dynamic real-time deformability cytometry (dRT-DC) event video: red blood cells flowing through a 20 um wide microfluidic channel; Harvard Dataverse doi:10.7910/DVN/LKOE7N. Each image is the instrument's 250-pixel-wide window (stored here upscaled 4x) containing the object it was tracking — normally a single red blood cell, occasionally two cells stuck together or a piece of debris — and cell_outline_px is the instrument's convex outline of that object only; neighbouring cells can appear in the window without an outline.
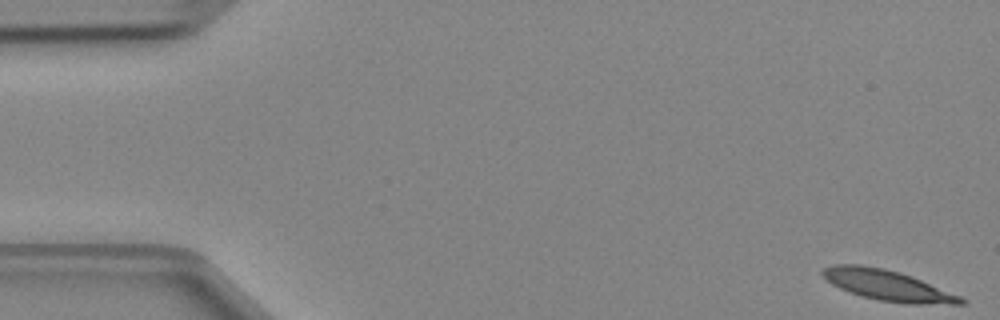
{"species": "Egyptian fruit bat (a non-hibernating species)", "species_latin": "Rousettus aegyptiacus", "temperature_condition": "cold", "stored_images_in_passage": 48, "camera_frame_rate_fps": 3000, "um_per_image_px": 0.085, "animal": {"sex": "female"}, "frame": {"image": 1, "passage_image": 1, "time_ms": 0.0, "image_size_px": [1000, 320], "cell_outline_px": [[968, 304], [904, 304], [880, 300], [864, 296], [840, 288], [832, 284], [820, 272], [824, 268], [832, 264], [860, 264], [884, 268], [900, 272], [912, 276], [960, 296], [968, 300]], "centroid_in_image_um": [75.48, 24.25], "position_along_channel_um": 9.5, "area_um2": 24.57}}
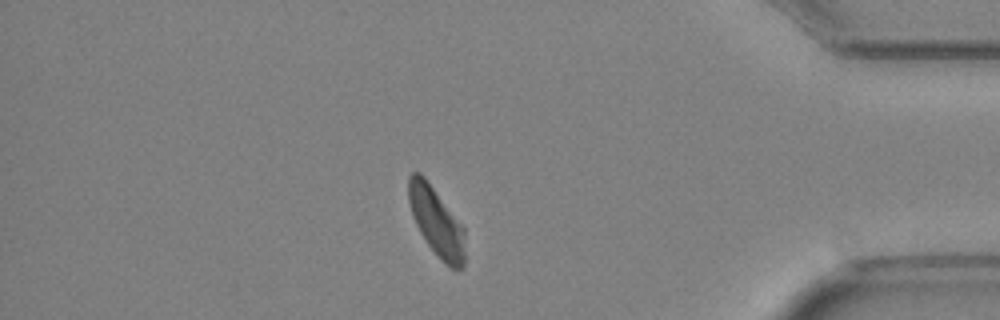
{"frame": {"image": 2, "passage_image": 41, "time_ms": 13.333, "image_size_px": [1000, 320], "cell_outline_px": [[464, 268], [448, 268], [444, 264], [428, 244], [420, 232], [412, 216], [408, 200], [408, 176], [412, 172], [420, 172], [424, 176], [464, 228]], "centroid_in_image_um": [37.07, 18.85], "position_along_channel_um": 398.1, "area_um2": 22.37}}
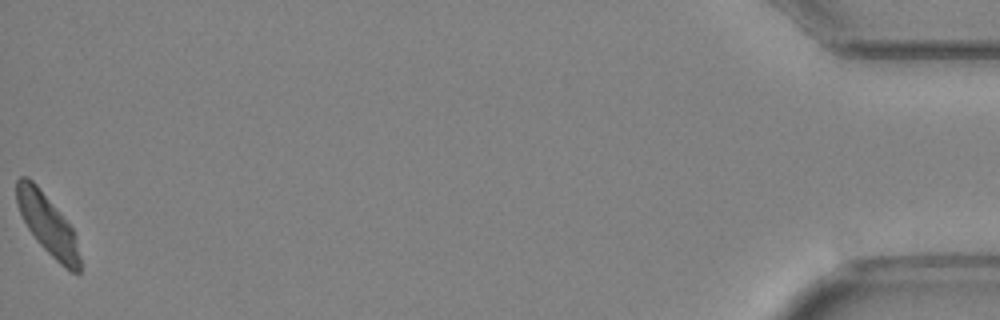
{"frame": {"image": 3, "passage_image": 48, "time_ms": 15.667, "image_size_px": [1000, 320], "cell_outline_px": [[80, 272], [72, 272], [64, 268], [36, 240], [28, 228], [16, 204], [16, 180], [20, 176], [28, 176], [36, 184], [72, 228], [80, 260]], "centroid_in_image_um": [4.0, 19.05], "position_along_channel_um": 431.2, "area_um2": 21.56}}